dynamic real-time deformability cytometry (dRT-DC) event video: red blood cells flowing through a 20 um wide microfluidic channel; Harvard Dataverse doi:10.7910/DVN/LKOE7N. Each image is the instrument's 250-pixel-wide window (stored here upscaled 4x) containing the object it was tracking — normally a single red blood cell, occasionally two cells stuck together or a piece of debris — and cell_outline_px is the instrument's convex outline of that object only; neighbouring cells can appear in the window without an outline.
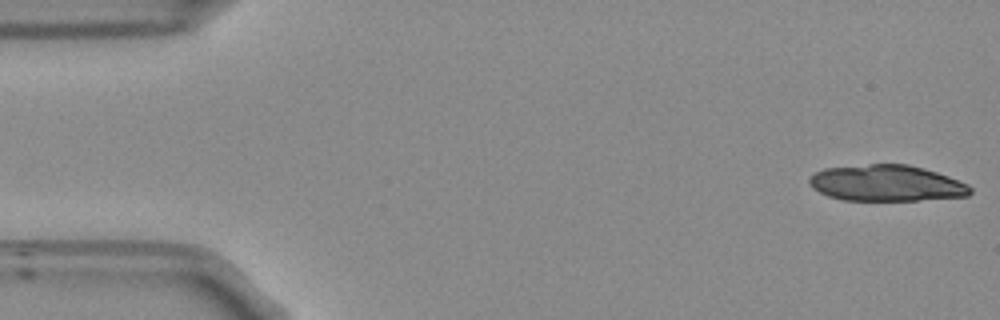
{"species": "Egyptian fruit bat (a non-hibernating species)", "species_latin": "Rousettus aegyptiacus", "temperature_condition": "room temperature", "stored_images_in_passage": 53, "camera_frame_rate_fps": 3000, "um_per_image_px": 0.085, "frame": {"image": 1, "passage_image": 1, "time_ms": 0.0, "image_size_px": [1000, 320], "cell_outline_px": [[972, 192], [968, 196], [920, 200], [844, 200], [828, 196], [812, 188], [808, 180], [816, 172], [824, 168], [868, 164], [908, 164], [924, 168], [948, 176], [968, 184], [972, 188]], "centroid_in_image_um": [75.37, 15.57], "position_along_channel_um": 9.6, "area_um2": 33.93}}
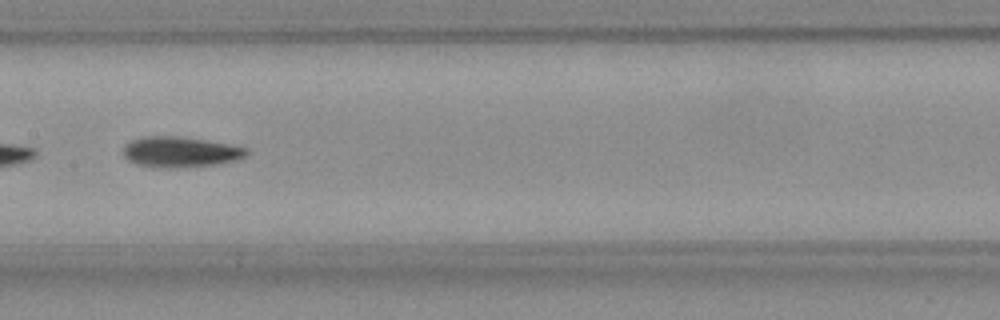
{"frame": {"image": 2, "passage_image": 26, "time_ms": 8.333, "image_size_px": [1000, 320], "cell_outline_px": [[248, 156], [236, 160], [216, 164], [172, 168], [164, 168], [136, 164], [128, 160], [124, 156], [124, 144], [132, 140], [144, 136], [176, 136], [204, 140], [228, 144], [248, 148]], "centroid_in_image_um": [15.32, 12.91], "position_along_channel_um": 192.1, "area_um2": 21.85}}
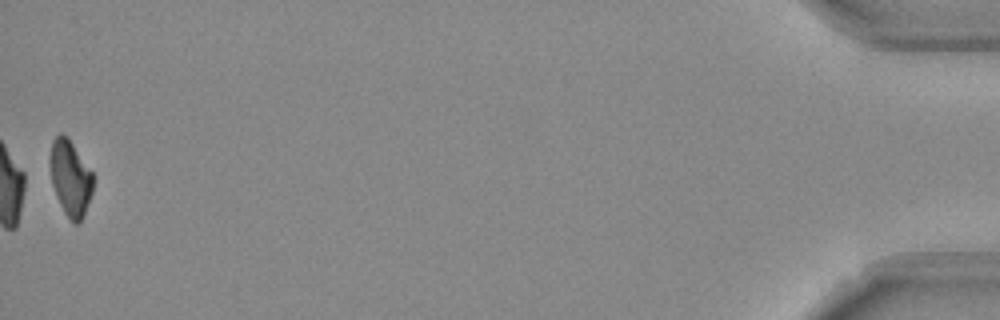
{"frame": {"image": 3, "passage_image": 53, "time_ms": 17.333, "image_size_px": [1000, 320], "cell_outline_px": [[96, 176], [92, 192], [84, 212], [80, 220], [76, 224], [64, 212], [60, 204], [52, 184], [48, 160], [52, 140], [60, 132], [72, 144]], "centroid_in_image_um": [5.97, 15.09], "position_along_channel_um": 429.2, "area_um2": 18.84}, "authors_computed_cell_mechanics": {"area_um2": 20.9814, "velocity_mm_per_s": 3.7544, "shape_relaxation_time_tau1_ms": 4.0354, "shape_relaxation_time_tau2_ms": null, "deformation_change_tau1": 0.1514, "deformation_change_tau2": null}}